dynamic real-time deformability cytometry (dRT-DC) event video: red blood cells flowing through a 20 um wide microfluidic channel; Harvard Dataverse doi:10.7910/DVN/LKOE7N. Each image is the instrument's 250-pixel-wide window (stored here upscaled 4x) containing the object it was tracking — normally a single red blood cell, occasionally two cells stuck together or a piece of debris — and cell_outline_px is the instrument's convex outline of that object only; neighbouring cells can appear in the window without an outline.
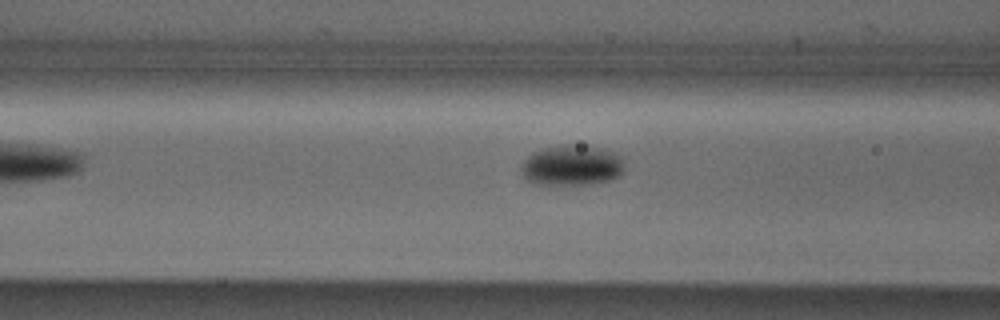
{"species": "Egyptian fruit bat (a non-hibernating species)", "species_latin": "Rousettus aegyptiacus", "temperature_condition": "cold", "stored_images_in_passage": 4, "camera_frame_rate_fps": 3000, "um_per_image_px": 0.085, "animal": {"sex": "male"}, "frame": {"image": 1, "passage_image": 3, "time_ms": 0.667, "image_size_px": [1000, 320], "cell_outline_px": [[624, 172], [608, 180], [584, 184], [536, 184], [528, 180], [524, 176], [520, 168], [524, 160], [532, 152], [540, 148], [560, 144], [568, 144], [600, 148], [612, 152], [620, 156], [624, 160]], "centroid_in_image_um": [48.57, 14.03], "position_along_channel_um": 118.0, "area_um2": 24.28}}
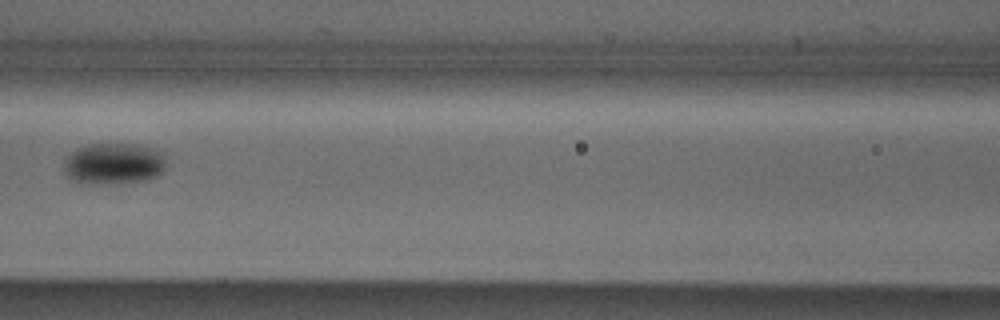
{"frame": {"image": 2, "passage_image": 4, "time_ms": 1.0, "image_size_px": [1000, 320], "cell_outline_px": [[164, 168], [156, 176], [148, 180], [120, 184], [88, 184], [68, 180], [64, 172], [64, 160], [76, 148], [88, 144], [140, 144], [152, 148], [160, 152], [164, 156]], "centroid_in_image_um": [9.61, 13.93], "position_along_channel_um": 157.0, "area_um2": 25.09}}